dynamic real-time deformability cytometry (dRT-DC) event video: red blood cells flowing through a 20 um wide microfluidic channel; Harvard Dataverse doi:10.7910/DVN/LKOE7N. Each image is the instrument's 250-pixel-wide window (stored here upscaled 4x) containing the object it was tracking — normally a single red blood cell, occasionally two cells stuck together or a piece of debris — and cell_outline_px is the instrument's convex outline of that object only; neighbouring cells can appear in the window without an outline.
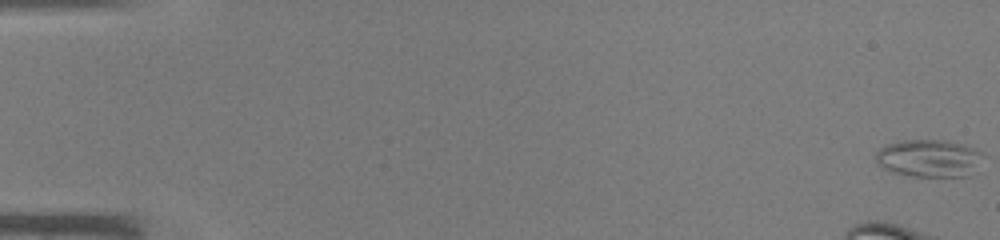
{"species": "common noctule bat (a hibernating species)", "species_latin": "Nyctalus noctula", "temperature_condition": "warm", "stored_images_in_passage": 45, "camera_frame_rate_fps": 3000, "um_per_image_px": 0.085, "animal": {"sex": "male", "body_mass_g": 19.0, "forearm_length_mm": 50.8}, "frame": {"image": 1, "passage_image": 1, "time_ms": 0.0, "image_size_px": [1000, 240], "cell_outline_px": [[980, 152], [972, 176], [912, 176], [892, 172], [884, 168], [876, 160], [876, 152], [880, 148], [888, 144], [900, 140], [948, 140], [964, 144], [976, 148]], "centroid_in_image_um": [78.93, 13.44], "position_along_channel_um": 6.1, "area_um2": 23.18}}
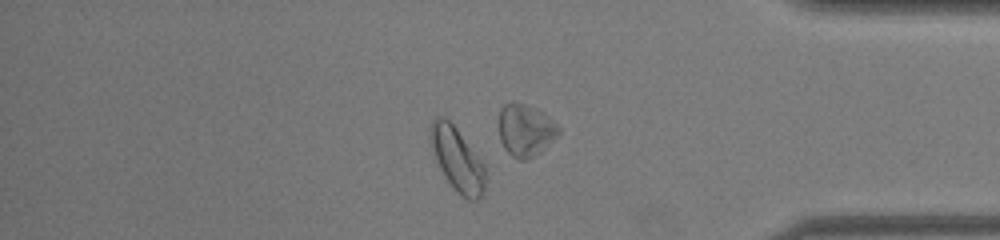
{"frame": {"image": 2, "passage_image": 39, "time_ms": 12.667, "image_size_px": [1000, 240], "cell_outline_px": [[484, 188], [480, 200], [468, 200], [460, 196], [456, 192], [444, 176], [432, 152], [428, 136], [428, 132], [432, 120], [436, 116], [444, 116], [456, 128], [484, 164]], "centroid_in_image_um": [38.82, 13.54], "position_along_channel_um": 396.4, "area_um2": 20.46}}